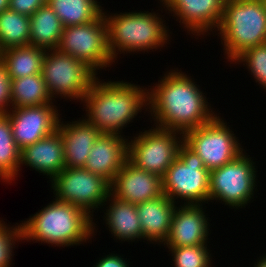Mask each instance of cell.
Masks as SVG:
<instances>
[{
  "instance_id": "10",
  "label": "cell",
  "mask_w": 266,
  "mask_h": 267,
  "mask_svg": "<svg viewBox=\"0 0 266 267\" xmlns=\"http://www.w3.org/2000/svg\"><path fill=\"white\" fill-rule=\"evenodd\" d=\"M182 143L181 132L153 125L128 140V161L138 169L163 177L177 158Z\"/></svg>"
},
{
  "instance_id": "2",
  "label": "cell",
  "mask_w": 266,
  "mask_h": 267,
  "mask_svg": "<svg viewBox=\"0 0 266 267\" xmlns=\"http://www.w3.org/2000/svg\"><path fill=\"white\" fill-rule=\"evenodd\" d=\"M100 80L97 76L84 96V118L101 133L123 135V129L138 113L144 108L148 111L147 87L123 80Z\"/></svg>"
},
{
  "instance_id": "9",
  "label": "cell",
  "mask_w": 266,
  "mask_h": 267,
  "mask_svg": "<svg viewBox=\"0 0 266 267\" xmlns=\"http://www.w3.org/2000/svg\"><path fill=\"white\" fill-rule=\"evenodd\" d=\"M96 75L83 61L57 49L46 50L42 76L52 98L82 102Z\"/></svg>"
},
{
  "instance_id": "5",
  "label": "cell",
  "mask_w": 266,
  "mask_h": 267,
  "mask_svg": "<svg viewBox=\"0 0 266 267\" xmlns=\"http://www.w3.org/2000/svg\"><path fill=\"white\" fill-rule=\"evenodd\" d=\"M216 31L230 64L245 50L266 43V8L263 0H226Z\"/></svg>"
},
{
  "instance_id": "26",
  "label": "cell",
  "mask_w": 266,
  "mask_h": 267,
  "mask_svg": "<svg viewBox=\"0 0 266 267\" xmlns=\"http://www.w3.org/2000/svg\"><path fill=\"white\" fill-rule=\"evenodd\" d=\"M21 150L15 143L10 120L6 113H0V179L12 183L18 177Z\"/></svg>"
},
{
  "instance_id": "8",
  "label": "cell",
  "mask_w": 266,
  "mask_h": 267,
  "mask_svg": "<svg viewBox=\"0 0 266 267\" xmlns=\"http://www.w3.org/2000/svg\"><path fill=\"white\" fill-rule=\"evenodd\" d=\"M218 115L183 134V142L202 159L209 171L222 167L245 151L230 125Z\"/></svg>"
},
{
  "instance_id": "24",
  "label": "cell",
  "mask_w": 266,
  "mask_h": 267,
  "mask_svg": "<svg viewBox=\"0 0 266 267\" xmlns=\"http://www.w3.org/2000/svg\"><path fill=\"white\" fill-rule=\"evenodd\" d=\"M64 27L83 25L97 20L103 7L97 0H47Z\"/></svg>"
},
{
  "instance_id": "15",
  "label": "cell",
  "mask_w": 266,
  "mask_h": 267,
  "mask_svg": "<svg viewBox=\"0 0 266 267\" xmlns=\"http://www.w3.org/2000/svg\"><path fill=\"white\" fill-rule=\"evenodd\" d=\"M110 194L131 204L143 203L163 195L162 177L127 161L110 183Z\"/></svg>"
},
{
  "instance_id": "33",
  "label": "cell",
  "mask_w": 266,
  "mask_h": 267,
  "mask_svg": "<svg viewBox=\"0 0 266 267\" xmlns=\"http://www.w3.org/2000/svg\"><path fill=\"white\" fill-rule=\"evenodd\" d=\"M122 258L121 255H117L114 253H110L95 263L94 267H129V263L127 259ZM127 260V261H126Z\"/></svg>"
},
{
  "instance_id": "6",
  "label": "cell",
  "mask_w": 266,
  "mask_h": 267,
  "mask_svg": "<svg viewBox=\"0 0 266 267\" xmlns=\"http://www.w3.org/2000/svg\"><path fill=\"white\" fill-rule=\"evenodd\" d=\"M162 182L163 194L174 203L179 204L180 199L184 200V204L209 202L210 171L184 142L179 147L177 158L162 177Z\"/></svg>"
},
{
  "instance_id": "11",
  "label": "cell",
  "mask_w": 266,
  "mask_h": 267,
  "mask_svg": "<svg viewBox=\"0 0 266 267\" xmlns=\"http://www.w3.org/2000/svg\"><path fill=\"white\" fill-rule=\"evenodd\" d=\"M57 50L83 61L97 75L113 60L108 48L107 23L102 14L97 20L63 29Z\"/></svg>"
},
{
  "instance_id": "4",
  "label": "cell",
  "mask_w": 266,
  "mask_h": 267,
  "mask_svg": "<svg viewBox=\"0 0 266 267\" xmlns=\"http://www.w3.org/2000/svg\"><path fill=\"white\" fill-rule=\"evenodd\" d=\"M103 11L107 23L108 48L114 61L118 54L144 52L165 47L170 41L168 30L158 12L132 11L113 13ZM159 14V15H158ZM163 19V20H162ZM126 52V53H125Z\"/></svg>"
},
{
  "instance_id": "17",
  "label": "cell",
  "mask_w": 266,
  "mask_h": 267,
  "mask_svg": "<svg viewBox=\"0 0 266 267\" xmlns=\"http://www.w3.org/2000/svg\"><path fill=\"white\" fill-rule=\"evenodd\" d=\"M123 135L102 133L95 141L84 168L111 183L128 161V140Z\"/></svg>"
},
{
  "instance_id": "20",
  "label": "cell",
  "mask_w": 266,
  "mask_h": 267,
  "mask_svg": "<svg viewBox=\"0 0 266 267\" xmlns=\"http://www.w3.org/2000/svg\"><path fill=\"white\" fill-rule=\"evenodd\" d=\"M177 204L165 194L136 204L144 240L158 245L165 243L169 236L172 217Z\"/></svg>"
},
{
  "instance_id": "19",
  "label": "cell",
  "mask_w": 266,
  "mask_h": 267,
  "mask_svg": "<svg viewBox=\"0 0 266 267\" xmlns=\"http://www.w3.org/2000/svg\"><path fill=\"white\" fill-rule=\"evenodd\" d=\"M31 169L47 175L51 181L65 168L64 141L56 130L53 134L38 140L21 150L20 167Z\"/></svg>"
},
{
  "instance_id": "29",
  "label": "cell",
  "mask_w": 266,
  "mask_h": 267,
  "mask_svg": "<svg viewBox=\"0 0 266 267\" xmlns=\"http://www.w3.org/2000/svg\"><path fill=\"white\" fill-rule=\"evenodd\" d=\"M233 62L243 63L256 83L266 90V43L245 50Z\"/></svg>"
},
{
  "instance_id": "18",
  "label": "cell",
  "mask_w": 266,
  "mask_h": 267,
  "mask_svg": "<svg viewBox=\"0 0 266 267\" xmlns=\"http://www.w3.org/2000/svg\"><path fill=\"white\" fill-rule=\"evenodd\" d=\"M61 120L57 130L64 141L65 168L84 167L92 146L102 133L84 118L67 124Z\"/></svg>"
},
{
  "instance_id": "30",
  "label": "cell",
  "mask_w": 266,
  "mask_h": 267,
  "mask_svg": "<svg viewBox=\"0 0 266 267\" xmlns=\"http://www.w3.org/2000/svg\"><path fill=\"white\" fill-rule=\"evenodd\" d=\"M5 223L0 219V267L11 266L15 244L23 241L21 224L16 223L17 225L10 226Z\"/></svg>"
},
{
  "instance_id": "13",
  "label": "cell",
  "mask_w": 266,
  "mask_h": 267,
  "mask_svg": "<svg viewBox=\"0 0 266 267\" xmlns=\"http://www.w3.org/2000/svg\"><path fill=\"white\" fill-rule=\"evenodd\" d=\"M54 104L31 107H12L6 114L10 120L13 138L19 149L34 144L53 134L59 124L60 115Z\"/></svg>"
},
{
  "instance_id": "27",
  "label": "cell",
  "mask_w": 266,
  "mask_h": 267,
  "mask_svg": "<svg viewBox=\"0 0 266 267\" xmlns=\"http://www.w3.org/2000/svg\"><path fill=\"white\" fill-rule=\"evenodd\" d=\"M30 45V17L10 9L0 13V51Z\"/></svg>"
},
{
  "instance_id": "14",
  "label": "cell",
  "mask_w": 266,
  "mask_h": 267,
  "mask_svg": "<svg viewBox=\"0 0 266 267\" xmlns=\"http://www.w3.org/2000/svg\"><path fill=\"white\" fill-rule=\"evenodd\" d=\"M166 12L187 29L188 34L210 35L217 30L224 13L226 0H159ZM180 20V21H179ZM209 31V32H208ZM206 33V34H205Z\"/></svg>"
},
{
  "instance_id": "28",
  "label": "cell",
  "mask_w": 266,
  "mask_h": 267,
  "mask_svg": "<svg viewBox=\"0 0 266 267\" xmlns=\"http://www.w3.org/2000/svg\"><path fill=\"white\" fill-rule=\"evenodd\" d=\"M208 245L176 247L169 249L174 267H212Z\"/></svg>"
},
{
  "instance_id": "16",
  "label": "cell",
  "mask_w": 266,
  "mask_h": 267,
  "mask_svg": "<svg viewBox=\"0 0 266 267\" xmlns=\"http://www.w3.org/2000/svg\"><path fill=\"white\" fill-rule=\"evenodd\" d=\"M203 204H181L176 206L170 232L164 243L168 249L185 246L207 245L209 217Z\"/></svg>"
},
{
  "instance_id": "3",
  "label": "cell",
  "mask_w": 266,
  "mask_h": 267,
  "mask_svg": "<svg viewBox=\"0 0 266 267\" xmlns=\"http://www.w3.org/2000/svg\"><path fill=\"white\" fill-rule=\"evenodd\" d=\"M22 240L70 247L95 236L96 223L86 210L54 200L21 223Z\"/></svg>"
},
{
  "instance_id": "35",
  "label": "cell",
  "mask_w": 266,
  "mask_h": 267,
  "mask_svg": "<svg viewBox=\"0 0 266 267\" xmlns=\"http://www.w3.org/2000/svg\"><path fill=\"white\" fill-rule=\"evenodd\" d=\"M10 0H0V13L9 9Z\"/></svg>"
},
{
  "instance_id": "1",
  "label": "cell",
  "mask_w": 266,
  "mask_h": 267,
  "mask_svg": "<svg viewBox=\"0 0 266 267\" xmlns=\"http://www.w3.org/2000/svg\"><path fill=\"white\" fill-rule=\"evenodd\" d=\"M191 77L174 68L165 72L158 84L148 88V112L156 127L184 134L217 115Z\"/></svg>"
},
{
  "instance_id": "34",
  "label": "cell",
  "mask_w": 266,
  "mask_h": 267,
  "mask_svg": "<svg viewBox=\"0 0 266 267\" xmlns=\"http://www.w3.org/2000/svg\"><path fill=\"white\" fill-rule=\"evenodd\" d=\"M260 258V259H259ZM257 262L254 263V267H266V254L264 256H260Z\"/></svg>"
},
{
  "instance_id": "21",
  "label": "cell",
  "mask_w": 266,
  "mask_h": 267,
  "mask_svg": "<svg viewBox=\"0 0 266 267\" xmlns=\"http://www.w3.org/2000/svg\"><path fill=\"white\" fill-rule=\"evenodd\" d=\"M105 202L109 206L104 209L106 216L104 215L103 220L105 219V224L116 241L134 242L136 239H144L135 204L118 200L111 194Z\"/></svg>"
},
{
  "instance_id": "22",
  "label": "cell",
  "mask_w": 266,
  "mask_h": 267,
  "mask_svg": "<svg viewBox=\"0 0 266 267\" xmlns=\"http://www.w3.org/2000/svg\"><path fill=\"white\" fill-rule=\"evenodd\" d=\"M46 50L32 45L15 46L0 51V61L11 80L42 74Z\"/></svg>"
},
{
  "instance_id": "32",
  "label": "cell",
  "mask_w": 266,
  "mask_h": 267,
  "mask_svg": "<svg viewBox=\"0 0 266 267\" xmlns=\"http://www.w3.org/2000/svg\"><path fill=\"white\" fill-rule=\"evenodd\" d=\"M46 3L47 0H10L9 9L30 17Z\"/></svg>"
},
{
  "instance_id": "12",
  "label": "cell",
  "mask_w": 266,
  "mask_h": 267,
  "mask_svg": "<svg viewBox=\"0 0 266 267\" xmlns=\"http://www.w3.org/2000/svg\"><path fill=\"white\" fill-rule=\"evenodd\" d=\"M51 188L55 199L76 205L92 217L95 210L107 204L110 194V183L84 167L63 168L51 180Z\"/></svg>"
},
{
  "instance_id": "31",
  "label": "cell",
  "mask_w": 266,
  "mask_h": 267,
  "mask_svg": "<svg viewBox=\"0 0 266 267\" xmlns=\"http://www.w3.org/2000/svg\"><path fill=\"white\" fill-rule=\"evenodd\" d=\"M11 79L7 75L5 66L0 61V113H7L12 108Z\"/></svg>"
},
{
  "instance_id": "7",
  "label": "cell",
  "mask_w": 266,
  "mask_h": 267,
  "mask_svg": "<svg viewBox=\"0 0 266 267\" xmlns=\"http://www.w3.org/2000/svg\"><path fill=\"white\" fill-rule=\"evenodd\" d=\"M249 156L244 151L231 162L210 171L209 202L218 200L239 210L254 199L258 171Z\"/></svg>"
},
{
  "instance_id": "23",
  "label": "cell",
  "mask_w": 266,
  "mask_h": 267,
  "mask_svg": "<svg viewBox=\"0 0 266 267\" xmlns=\"http://www.w3.org/2000/svg\"><path fill=\"white\" fill-rule=\"evenodd\" d=\"M64 26L47 4L30 16V45L44 50L57 49Z\"/></svg>"
},
{
  "instance_id": "25",
  "label": "cell",
  "mask_w": 266,
  "mask_h": 267,
  "mask_svg": "<svg viewBox=\"0 0 266 267\" xmlns=\"http://www.w3.org/2000/svg\"><path fill=\"white\" fill-rule=\"evenodd\" d=\"M12 107H31L54 104L42 74L11 80Z\"/></svg>"
}]
</instances>
